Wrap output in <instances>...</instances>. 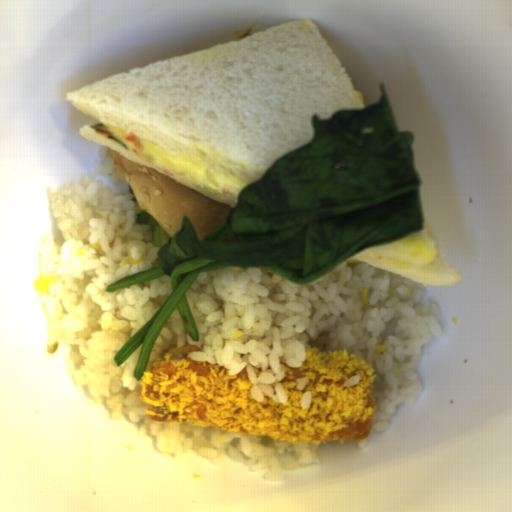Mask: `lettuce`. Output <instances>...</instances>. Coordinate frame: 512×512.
Instances as JSON below:
<instances>
[{
    "label": "lettuce",
    "mask_w": 512,
    "mask_h": 512,
    "mask_svg": "<svg viewBox=\"0 0 512 512\" xmlns=\"http://www.w3.org/2000/svg\"><path fill=\"white\" fill-rule=\"evenodd\" d=\"M135 223L148 226L151 243L158 249L172 239L157 219L146 210L137 213Z\"/></svg>",
    "instance_id": "9fb2a089"
}]
</instances>
